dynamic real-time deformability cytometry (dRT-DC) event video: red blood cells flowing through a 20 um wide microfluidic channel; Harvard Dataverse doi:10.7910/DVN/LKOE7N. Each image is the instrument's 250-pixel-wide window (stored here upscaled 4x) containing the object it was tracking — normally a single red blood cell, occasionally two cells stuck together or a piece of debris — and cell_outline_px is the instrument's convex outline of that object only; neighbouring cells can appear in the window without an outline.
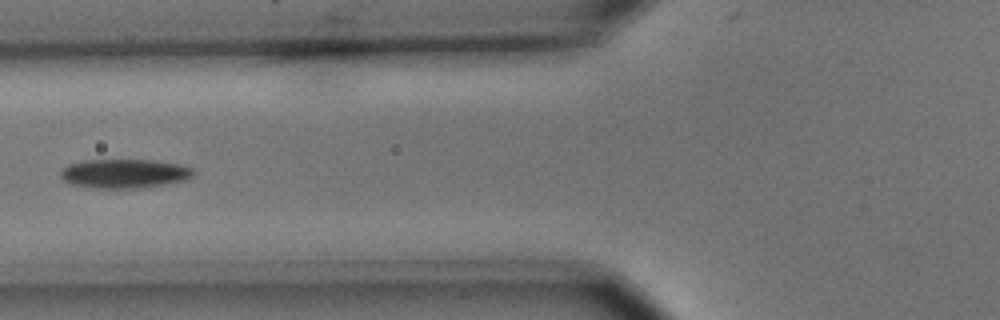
{"species": "common noctule bat (a hibernating species)", "species_latin": "Nyctalus noctula", "temperature_condition": "cold", "stored_images_in_passage": 9, "camera_frame_rate_fps": 3000, "um_per_image_px": 0.085, "animal": {"sex": "male", "body_mass_g": 15.6}, "frame": {"image": 1, "passage_image": 6, "time_ms": 1.667, "image_size_px": [1000, 320], "cell_outline_px": [[192, 176], [184, 180], [136, 188], [100, 188], [72, 184], [64, 180], [60, 176], [60, 172], [68, 164], [80, 160], [152, 160], [176, 164], [192, 168]], "centroid_in_image_um": [10.5, 14.74], "position_along_channel_um": 115.3, "area_um2": 22.02}}
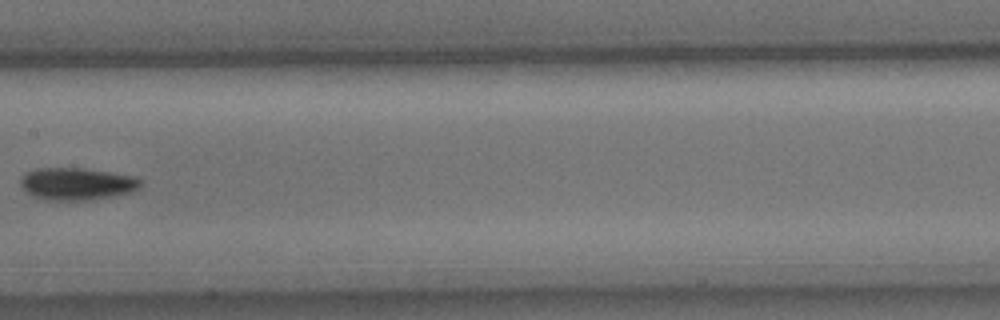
{"frame": {"image": 2, "passage_image": 8, "time_ms": 2.333, "image_size_px": [1000, 320], "cell_outline_px": [[140, 188], [132, 192], [92, 200], [48, 200], [32, 196], [20, 184], [20, 180], [28, 172], [40, 168], [84, 168], [136, 176], [140, 180]], "centroid_in_image_um": [6.57, 15.63], "position_along_channel_um": 200.8, "area_um2": 22.48}}
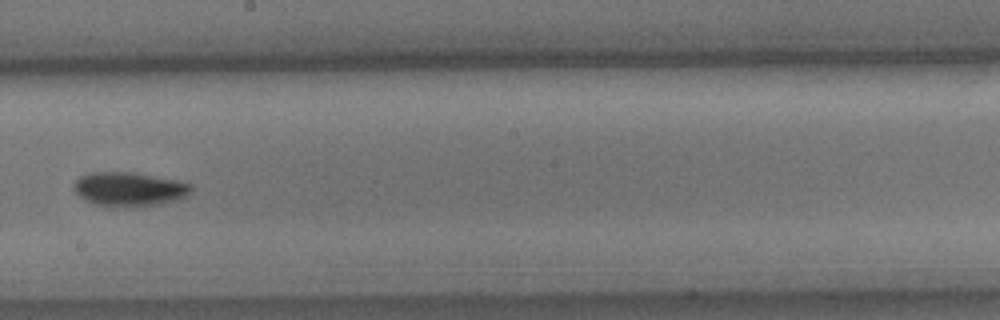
{"frame": {"image": 3, "passage_image": 9, "time_ms": 2.667, "image_size_px": [1000, 320], "cell_outline_px": [[192, 192], [176, 200], [160, 204], [132, 208], [116, 208], [96, 204], [80, 196], [72, 188], [72, 184], [80, 176], [92, 172], [128, 172], [176, 180], [192, 184]], "centroid_in_image_um": [10.97, 16.1], "position_along_channel_um": 237.2, "area_um2": 23.41}}